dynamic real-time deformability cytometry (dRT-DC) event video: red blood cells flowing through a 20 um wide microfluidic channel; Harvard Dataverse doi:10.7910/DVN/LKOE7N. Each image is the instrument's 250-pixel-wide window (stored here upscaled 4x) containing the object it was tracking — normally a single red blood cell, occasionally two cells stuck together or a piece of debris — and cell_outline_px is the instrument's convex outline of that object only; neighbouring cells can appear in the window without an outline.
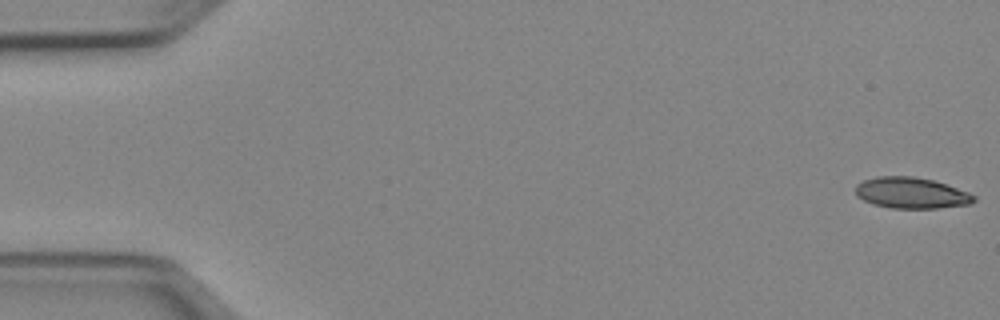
{"species": "Egyptian fruit bat (a non-hibernating species)", "species_latin": "Rousettus aegyptiacus", "temperature_condition": "cold", "stored_images_in_passage": 51, "camera_frame_rate_fps": 3000, "um_per_image_px": 0.085, "animal": {"sex": "female"}, "frame": {"image": 1, "passage_image": 1, "time_ms": 0.0, "image_size_px": [1000, 320], "cell_outline_px": [[976, 200], [968, 204], [936, 208], [892, 208], [872, 204], [856, 196], [856, 184], [864, 180], [876, 176], [916, 176], [932, 180], [968, 192], [976, 196]], "centroid_in_image_um": [77.42, 16.39], "position_along_channel_um": 7.6, "area_um2": 21.33}}
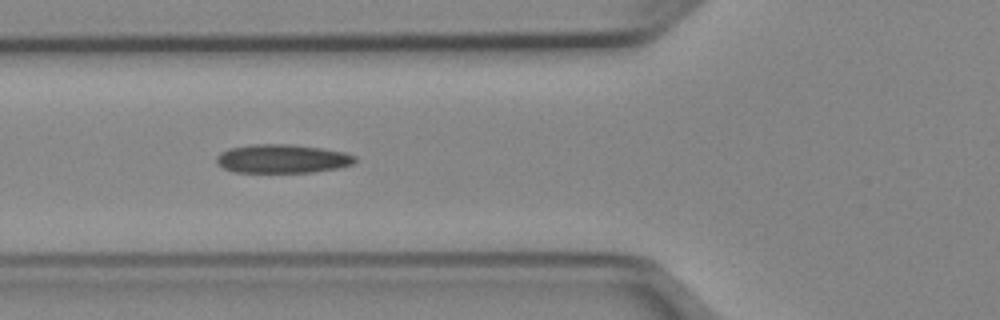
{"frame": {"image": 2, "passage_image": 19, "time_ms": 6.0, "image_size_px": [1000, 320], "cell_outline_px": [[356, 160], [352, 164], [340, 168], [312, 172], [236, 172], [224, 168], [216, 164], [216, 156], [220, 152], [228, 148], [252, 144], [288, 144], [320, 148], [344, 152], [356, 156]], "centroid_in_image_um": [23.97, 13.49], "position_along_channel_um": 101.8, "area_um2": 23.24}}
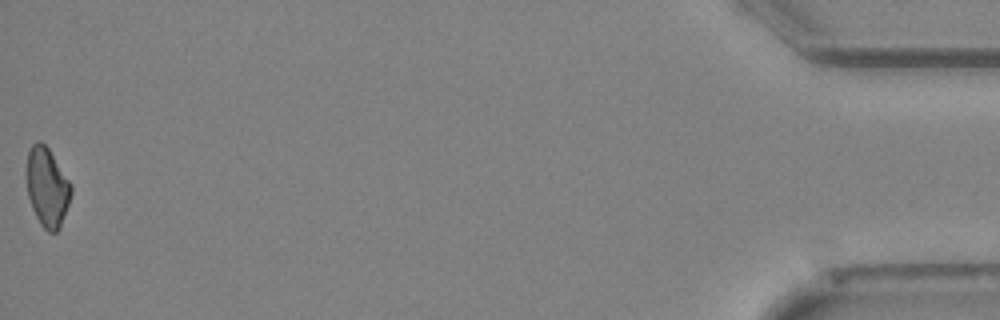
{"frame": {"image": 3, "passage_image": 51, "time_ms": 16.667, "image_size_px": [1000, 320], "cell_outline_px": [[72, 192], [60, 228], [56, 232], [48, 232], [40, 224], [32, 208], [28, 196], [24, 172], [28, 152], [32, 144], [36, 140], [40, 140], [48, 148], [72, 184]], "centroid_in_image_um": [3.98, 15.88], "position_along_channel_um": 431.2, "area_um2": 20.87}}